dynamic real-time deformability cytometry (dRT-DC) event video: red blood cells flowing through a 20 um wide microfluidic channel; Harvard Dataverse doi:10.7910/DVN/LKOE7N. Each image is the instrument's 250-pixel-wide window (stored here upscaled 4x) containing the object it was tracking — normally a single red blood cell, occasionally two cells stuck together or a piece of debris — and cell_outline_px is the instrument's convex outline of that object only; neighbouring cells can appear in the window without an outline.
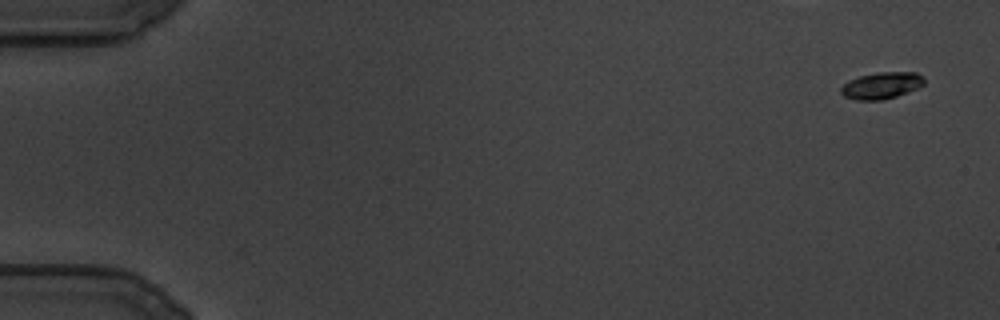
{"species": "common noctule bat (a hibernating species)", "species_latin": "Nyctalus noctula", "temperature_condition": "cold", "stored_images_in_passage": 115, "camera_frame_rate_fps": 3000, "um_per_image_px": 0.085, "animal": {"sex": "male", "body_mass_g": 19.5, "forearm_length_mm": 54.6}, "frame": {"image": 1, "passage_image": 1, "time_ms": 0.0, "image_size_px": [1000, 320], "cell_outline_px": [[924, 84], [908, 92], [884, 100], [856, 100], [844, 96], [840, 92], [840, 88], [848, 80], [860, 76], [880, 72], [916, 72], [924, 80]], "centroid_in_image_um": [74.9, 7.27], "position_along_channel_um": 10.1, "area_um2": 12.83}}